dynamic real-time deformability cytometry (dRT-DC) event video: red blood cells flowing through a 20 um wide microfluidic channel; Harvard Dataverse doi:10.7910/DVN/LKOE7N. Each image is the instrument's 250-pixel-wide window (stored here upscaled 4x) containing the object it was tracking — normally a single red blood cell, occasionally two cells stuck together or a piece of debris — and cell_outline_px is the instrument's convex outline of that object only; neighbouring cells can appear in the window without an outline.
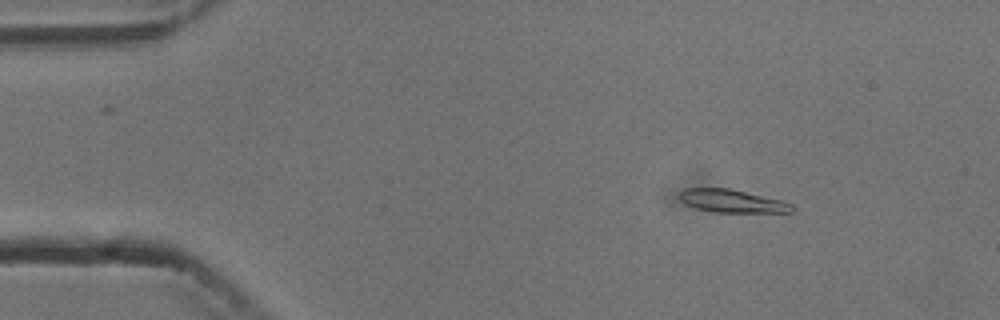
{"species": "common noctule bat (a hibernating species)", "species_latin": "Nyctalus noctula", "temperature_condition": "cold", "stored_images_in_passage": 4, "camera_frame_rate_fps": 3000, "um_per_image_px": 0.085, "animal": {"sex": "male", "body_mass_g": 13.3}, "frame": {"image": 1, "passage_image": 2, "time_ms": 1.0, "image_size_px": [1000, 320], "cell_outline_px": [[796, 208], [792, 212], [716, 212], [696, 208], [684, 204], [680, 200], [680, 192], [684, 188], [728, 188], [784, 200], [792, 204]], "centroid_in_image_um": [62.26, 17.09], "position_along_channel_um": 22.7, "area_um2": 15.14}}